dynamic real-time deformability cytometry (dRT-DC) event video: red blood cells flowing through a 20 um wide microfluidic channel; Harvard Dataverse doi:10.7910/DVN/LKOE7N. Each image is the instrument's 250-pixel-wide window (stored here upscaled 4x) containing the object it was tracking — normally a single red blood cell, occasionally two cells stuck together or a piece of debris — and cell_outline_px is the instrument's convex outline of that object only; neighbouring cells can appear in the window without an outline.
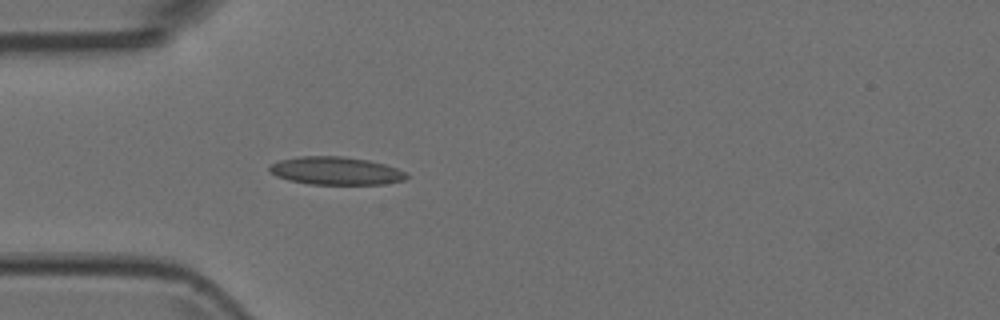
{"species": "Egyptian fruit bat (a non-hibernating species)", "species_latin": "Rousettus aegyptiacus", "temperature_condition": "room temperature", "stored_images_in_passage": 4, "camera_frame_rate_fps": 3000, "um_per_image_px": 0.085, "animal": {"sex": "female"}, "frame": {"image": 1, "passage_image": 4, "time_ms": 1.0, "image_size_px": [1000, 320], "cell_outline_px": [[408, 176], [404, 180], [384, 184], [308, 184], [288, 180], [276, 176], [268, 168], [268, 164], [280, 160], [300, 156], [344, 156], [368, 160], [384, 164], [396, 168], [404, 172]], "centroid_in_image_um": [28.51, 14.51], "position_along_channel_um": 56.5, "area_um2": 22.31}}